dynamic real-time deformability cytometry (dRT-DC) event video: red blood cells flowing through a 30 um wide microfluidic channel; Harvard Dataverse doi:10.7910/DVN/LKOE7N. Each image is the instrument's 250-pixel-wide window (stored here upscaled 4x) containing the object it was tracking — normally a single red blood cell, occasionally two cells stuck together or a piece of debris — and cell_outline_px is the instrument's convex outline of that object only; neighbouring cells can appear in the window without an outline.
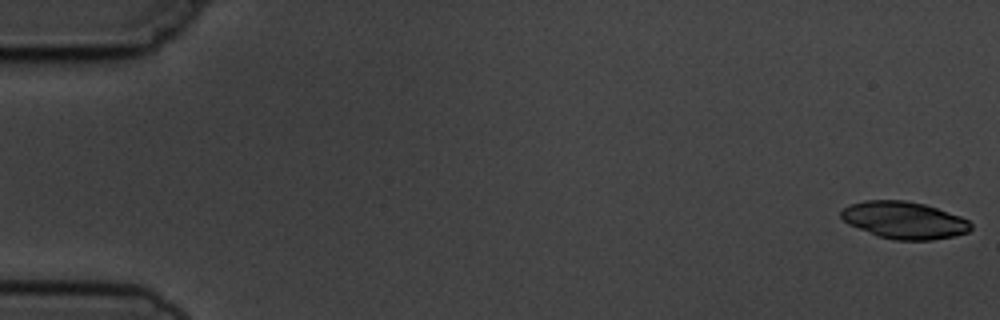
{"species": "common noctule bat (a hibernating species)", "species_latin": "Nyctalus noctula", "temperature_condition": "cold", "stored_images_in_passage": 10, "camera_frame_rate_fps": 3000, "um_per_image_px": 0.085, "animal": {"sex": "male", "body_mass_g": 19.5, "forearm_length_mm": 54.6}, "frame": {"image": 1, "passage_image": 1, "time_ms": 0.0, "image_size_px": [1000, 320], "cell_outline_px": [[972, 228], [968, 232], [952, 236], [932, 240], [892, 240], [876, 236], [848, 224], [840, 216], [840, 212], [848, 204], [864, 200], [904, 200], [924, 204], [960, 216], [968, 220], [972, 224]], "centroid_in_image_um": [76.82, 18.72], "position_along_channel_um": 8.2, "area_um2": 28.21}}
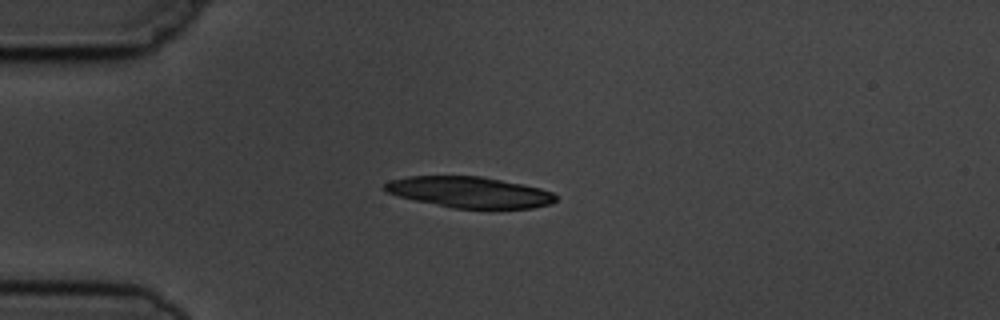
{"frame": {"image": 2, "passage_image": 4, "time_ms": 4.333, "image_size_px": [1000, 320], "cell_outline_px": [[556, 200], [552, 204], [532, 208], [452, 208], [416, 200], [400, 196], [388, 192], [380, 188], [384, 184], [392, 180], [408, 176], [480, 176], [524, 184], [540, 188], [552, 192], [556, 196]], "centroid_in_image_um": [39.93, 16.33], "position_along_channel_um": 45.1, "area_um2": 30.75}}